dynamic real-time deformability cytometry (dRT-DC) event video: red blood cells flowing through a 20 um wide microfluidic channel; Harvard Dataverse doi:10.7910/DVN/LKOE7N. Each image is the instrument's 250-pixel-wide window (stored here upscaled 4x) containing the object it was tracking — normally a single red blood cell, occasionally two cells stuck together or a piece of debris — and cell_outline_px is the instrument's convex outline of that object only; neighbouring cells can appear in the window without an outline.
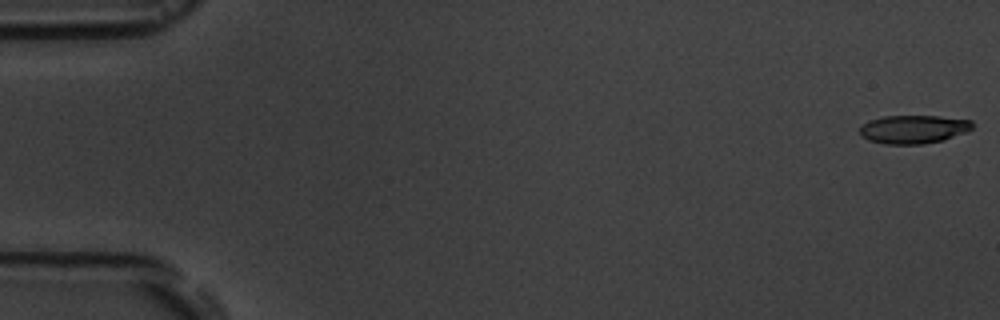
{"species": "common noctule bat (a hibernating species)", "species_latin": "Nyctalus noctula", "temperature_condition": "room temperature", "stored_images_in_passage": 5, "camera_frame_rate_fps": 3000, "um_per_image_px": 0.085, "animal": {"sex": "male", "body_mass_g": 19.5, "forearm_length_mm": 54.6}, "frame": {"image": 1, "passage_image": 1, "time_ms": 0.0, "image_size_px": [1000, 320], "cell_outline_px": [[972, 128], [968, 132], [944, 140], [920, 144], [884, 144], [868, 140], [860, 136], [860, 128], [868, 120], [884, 116], [940, 116], [972, 120]], "centroid_in_image_um": [77.65, 10.99], "position_along_channel_um": 7.3, "area_um2": 18.79}}
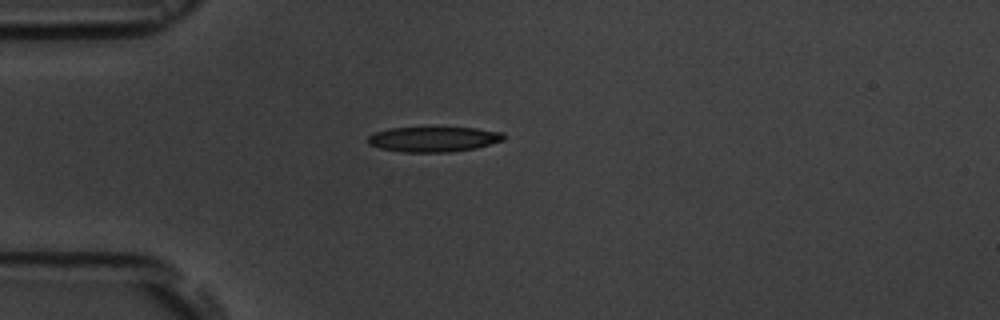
{"frame": {"image": 2, "passage_image": 5, "time_ms": 4.667, "image_size_px": [1000, 320], "cell_outline_px": [[504, 140], [476, 148], [452, 152], [404, 152], [380, 148], [368, 144], [368, 136], [376, 132], [392, 128], [476, 128], [504, 132]], "centroid_in_image_um": [36.88, 11.84], "position_along_channel_um": 48.1, "area_um2": 19.77}}